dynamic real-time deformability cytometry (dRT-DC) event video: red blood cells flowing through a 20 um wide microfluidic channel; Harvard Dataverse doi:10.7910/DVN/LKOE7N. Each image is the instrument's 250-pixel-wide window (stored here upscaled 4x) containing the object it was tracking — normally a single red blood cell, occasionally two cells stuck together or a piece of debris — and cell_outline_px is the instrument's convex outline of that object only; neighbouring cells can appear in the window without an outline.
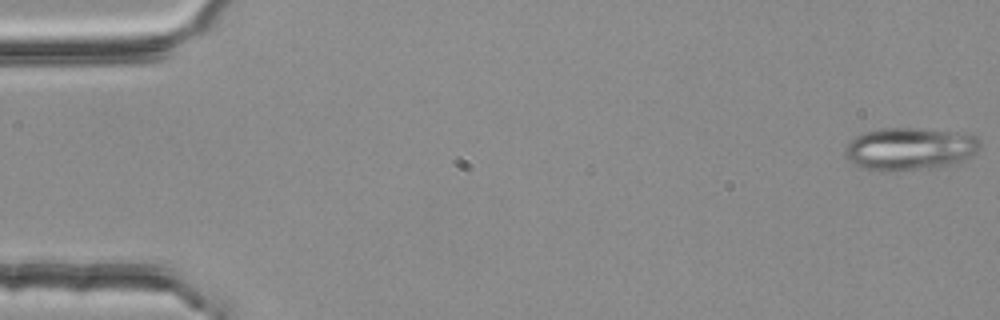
{"species": "common noctule bat (a hibernating species)", "species_latin": "Nyctalus noctula", "temperature_condition": "room temperature", "stored_images_in_passage": 2, "camera_frame_rate_fps": 3000, "um_per_image_px": 0.085, "animal": {"sex": "female", "body_mass_g": 25.1}, "frame": {"image": 1, "passage_image": 2, "time_ms": 0.333, "image_size_px": [1000, 320], "cell_outline_px": [[980, 144], [976, 152], [972, 156], [964, 160], [952, 164], [936, 168], [864, 168], [848, 160], [844, 156], [844, 148], [856, 136], [864, 132], [880, 128], [924, 128], [968, 132], [976, 136], [980, 140]], "centroid_in_image_um": [77.41, 12.59], "position_along_channel_um": 7.6, "area_um2": 33.18}}